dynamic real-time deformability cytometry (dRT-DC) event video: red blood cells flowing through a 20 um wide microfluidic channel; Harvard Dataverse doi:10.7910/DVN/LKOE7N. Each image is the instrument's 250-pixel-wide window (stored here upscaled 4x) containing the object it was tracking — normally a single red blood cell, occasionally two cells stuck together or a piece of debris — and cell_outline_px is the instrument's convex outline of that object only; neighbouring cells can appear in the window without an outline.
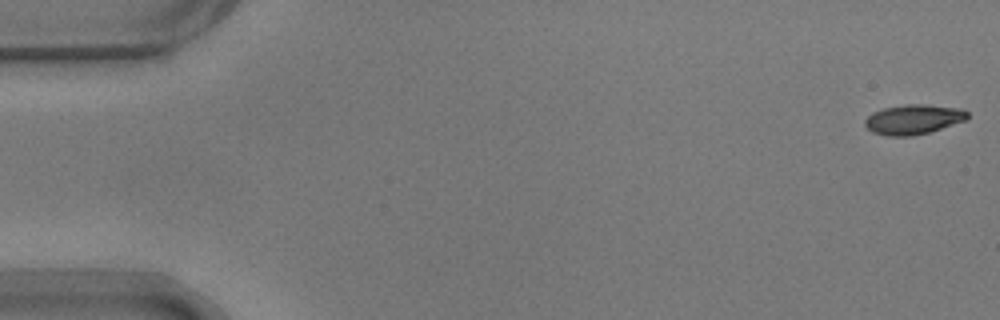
{"species": "common noctule bat (a hibernating species)", "species_latin": "Nyctalus noctula", "temperature_condition": "warm", "stored_images_in_passage": 55, "camera_frame_rate_fps": 3000, "um_per_image_px": 0.085, "animal": {"sex": "male", "body_mass_g": 17.9}, "frame": {"image": 1, "passage_image": 1, "time_ms": 0.0, "image_size_px": [1000, 320], "cell_outline_px": [[968, 116], [964, 120], [928, 132], [912, 136], [888, 136], [872, 132], [864, 124], [864, 120], [872, 112], [884, 108], [908, 104], [924, 104], [960, 108], [968, 112]], "centroid_in_image_um": [77.59, 10.14], "position_along_channel_um": 7.4, "area_um2": 17.57}}
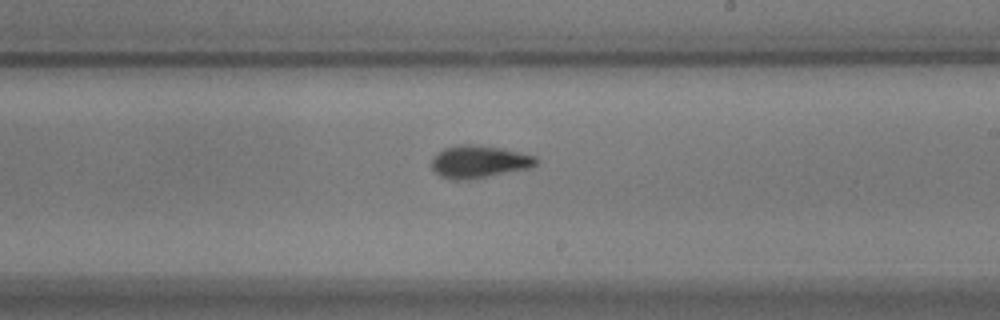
{"frame": {"image": 2, "passage_image": 32, "time_ms": 10.333, "image_size_px": [1000, 320], "cell_outline_px": [[540, 160], [532, 168], [464, 180], [452, 180], [440, 176], [432, 168], [432, 160], [444, 148], [460, 144], [472, 144], [500, 148], [520, 152], [536, 156]], "centroid_in_image_um": [40.76, 13.74], "position_along_channel_um": 248.2, "area_um2": 19.65}}
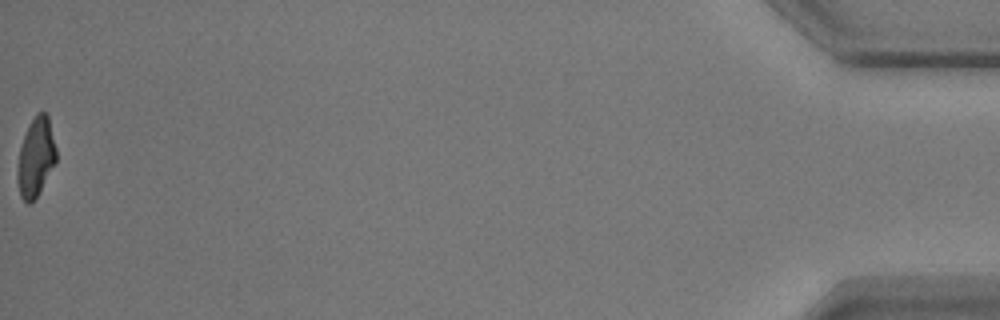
{"frame": {"image": 3, "passage_image": 55, "time_ms": 18.0, "image_size_px": [1000, 320], "cell_outline_px": [[56, 160], [36, 196], [28, 204], [20, 196], [16, 180], [16, 172], [20, 148], [24, 136], [36, 112], [44, 112], [48, 116], [56, 148]], "centroid_in_image_um": [3.02, 13.35], "position_along_channel_um": 432.2, "area_um2": 17.4}, "authors_computed_cell_mechanics": {"area_um2": 19.0162, "velocity_mm_per_s": 3.6938, "shape_relaxation_time_tau1_ms": 3.8867, "shape_relaxation_time_tau2_ms": 2.0523, "deformation_change_tau1": 0.1626, "deformation_change_tau2": 0.0939}}